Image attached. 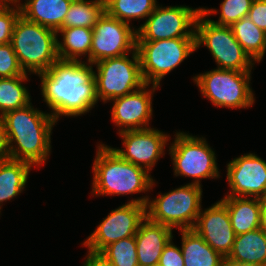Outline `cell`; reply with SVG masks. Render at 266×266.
<instances>
[{
  "mask_svg": "<svg viewBox=\"0 0 266 266\" xmlns=\"http://www.w3.org/2000/svg\"><path fill=\"white\" fill-rule=\"evenodd\" d=\"M93 64L57 60L46 72L38 73L43 101L58 122L60 116L88 113L98 102Z\"/></svg>",
  "mask_w": 266,
  "mask_h": 266,
  "instance_id": "obj_1",
  "label": "cell"
},
{
  "mask_svg": "<svg viewBox=\"0 0 266 266\" xmlns=\"http://www.w3.org/2000/svg\"><path fill=\"white\" fill-rule=\"evenodd\" d=\"M10 159L41 166L49 159L51 134L57 121L51 113L34 109L32 103L2 117ZM15 144V145H14Z\"/></svg>",
  "mask_w": 266,
  "mask_h": 266,
  "instance_id": "obj_2",
  "label": "cell"
},
{
  "mask_svg": "<svg viewBox=\"0 0 266 266\" xmlns=\"http://www.w3.org/2000/svg\"><path fill=\"white\" fill-rule=\"evenodd\" d=\"M97 148L91 195L121 196L152 190L155 180L146 169L125 161L111 146L101 143Z\"/></svg>",
  "mask_w": 266,
  "mask_h": 266,
  "instance_id": "obj_3",
  "label": "cell"
},
{
  "mask_svg": "<svg viewBox=\"0 0 266 266\" xmlns=\"http://www.w3.org/2000/svg\"><path fill=\"white\" fill-rule=\"evenodd\" d=\"M56 31L31 22L20 15L15 23L11 44L25 73L46 72L57 60Z\"/></svg>",
  "mask_w": 266,
  "mask_h": 266,
  "instance_id": "obj_4",
  "label": "cell"
},
{
  "mask_svg": "<svg viewBox=\"0 0 266 266\" xmlns=\"http://www.w3.org/2000/svg\"><path fill=\"white\" fill-rule=\"evenodd\" d=\"M217 13L214 8H201L195 24L196 49L206 46L218 69L252 72L255 62L238 43L230 26L217 25L209 20V15Z\"/></svg>",
  "mask_w": 266,
  "mask_h": 266,
  "instance_id": "obj_5",
  "label": "cell"
},
{
  "mask_svg": "<svg viewBox=\"0 0 266 266\" xmlns=\"http://www.w3.org/2000/svg\"><path fill=\"white\" fill-rule=\"evenodd\" d=\"M202 186L188 183L148 199L146 217L172 229H193L202 209Z\"/></svg>",
  "mask_w": 266,
  "mask_h": 266,
  "instance_id": "obj_6",
  "label": "cell"
},
{
  "mask_svg": "<svg viewBox=\"0 0 266 266\" xmlns=\"http://www.w3.org/2000/svg\"><path fill=\"white\" fill-rule=\"evenodd\" d=\"M193 81L215 107L246 109L255 102L251 72L216 68L194 76Z\"/></svg>",
  "mask_w": 266,
  "mask_h": 266,
  "instance_id": "obj_7",
  "label": "cell"
},
{
  "mask_svg": "<svg viewBox=\"0 0 266 266\" xmlns=\"http://www.w3.org/2000/svg\"><path fill=\"white\" fill-rule=\"evenodd\" d=\"M174 136L169 154L173 161L175 177L193 178L191 184L199 186L204 178H220L215 151L208 145L205 137L181 131L176 132Z\"/></svg>",
  "mask_w": 266,
  "mask_h": 266,
  "instance_id": "obj_8",
  "label": "cell"
},
{
  "mask_svg": "<svg viewBox=\"0 0 266 266\" xmlns=\"http://www.w3.org/2000/svg\"><path fill=\"white\" fill-rule=\"evenodd\" d=\"M120 57L106 58L93 64L96 96L104 103L128 95L146 83L143 79L140 58L137 49Z\"/></svg>",
  "mask_w": 266,
  "mask_h": 266,
  "instance_id": "obj_9",
  "label": "cell"
},
{
  "mask_svg": "<svg viewBox=\"0 0 266 266\" xmlns=\"http://www.w3.org/2000/svg\"><path fill=\"white\" fill-rule=\"evenodd\" d=\"M141 72L145 83L160 86V81L196 51V38L137 41Z\"/></svg>",
  "mask_w": 266,
  "mask_h": 266,
  "instance_id": "obj_10",
  "label": "cell"
},
{
  "mask_svg": "<svg viewBox=\"0 0 266 266\" xmlns=\"http://www.w3.org/2000/svg\"><path fill=\"white\" fill-rule=\"evenodd\" d=\"M149 196H142L119 206L102 220L93 233L82 243L88 250L101 252L106 246L123 238L135 236L146 218Z\"/></svg>",
  "mask_w": 266,
  "mask_h": 266,
  "instance_id": "obj_11",
  "label": "cell"
},
{
  "mask_svg": "<svg viewBox=\"0 0 266 266\" xmlns=\"http://www.w3.org/2000/svg\"><path fill=\"white\" fill-rule=\"evenodd\" d=\"M201 7L166 6L154 9L136 29L137 41H157L172 38H195V24Z\"/></svg>",
  "mask_w": 266,
  "mask_h": 266,
  "instance_id": "obj_12",
  "label": "cell"
},
{
  "mask_svg": "<svg viewBox=\"0 0 266 266\" xmlns=\"http://www.w3.org/2000/svg\"><path fill=\"white\" fill-rule=\"evenodd\" d=\"M130 25L110 17L105 12L93 27L90 64L134 52L137 46V33L133 25Z\"/></svg>",
  "mask_w": 266,
  "mask_h": 266,
  "instance_id": "obj_13",
  "label": "cell"
},
{
  "mask_svg": "<svg viewBox=\"0 0 266 266\" xmlns=\"http://www.w3.org/2000/svg\"><path fill=\"white\" fill-rule=\"evenodd\" d=\"M124 149L113 148L125 161L146 169L149 173L164 154L170 135L158 129L126 130L118 133Z\"/></svg>",
  "mask_w": 266,
  "mask_h": 266,
  "instance_id": "obj_14",
  "label": "cell"
},
{
  "mask_svg": "<svg viewBox=\"0 0 266 266\" xmlns=\"http://www.w3.org/2000/svg\"><path fill=\"white\" fill-rule=\"evenodd\" d=\"M227 181L231 188L226 196H266V161L255 153H247L232 159L227 166Z\"/></svg>",
  "mask_w": 266,
  "mask_h": 266,
  "instance_id": "obj_15",
  "label": "cell"
},
{
  "mask_svg": "<svg viewBox=\"0 0 266 266\" xmlns=\"http://www.w3.org/2000/svg\"><path fill=\"white\" fill-rule=\"evenodd\" d=\"M147 87L149 88L150 84L146 83L128 95L111 100L114 103L111 108V120L119 127V133L126 130L151 128L149 121L153 114L152 95L160 86L152 84L151 89Z\"/></svg>",
  "mask_w": 266,
  "mask_h": 266,
  "instance_id": "obj_16",
  "label": "cell"
},
{
  "mask_svg": "<svg viewBox=\"0 0 266 266\" xmlns=\"http://www.w3.org/2000/svg\"><path fill=\"white\" fill-rule=\"evenodd\" d=\"M193 230L223 257L229 255L236 235L230 222L227 207L220 200L204 211L200 210Z\"/></svg>",
  "mask_w": 266,
  "mask_h": 266,
  "instance_id": "obj_17",
  "label": "cell"
},
{
  "mask_svg": "<svg viewBox=\"0 0 266 266\" xmlns=\"http://www.w3.org/2000/svg\"><path fill=\"white\" fill-rule=\"evenodd\" d=\"M172 228L147 217L135 234L139 266H157L164 247L173 239Z\"/></svg>",
  "mask_w": 266,
  "mask_h": 266,
  "instance_id": "obj_18",
  "label": "cell"
},
{
  "mask_svg": "<svg viewBox=\"0 0 266 266\" xmlns=\"http://www.w3.org/2000/svg\"><path fill=\"white\" fill-rule=\"evenodd\" d=\"M19 3L21 15L56 32L61 29L73 0H25Z\"/></svg>",
  "mask_w": 266,
  "mask_h": 266,
  "instance_id": "obj_19",
  "label": "cell"
},
{
  "mask_svg": "<svg viewBox=\"0 0 266 266\" xmlns=\"http://www.w3.org/2000/svg\"><path fill=\"white\" fill-rule=\"evenodd\" d=\"M220 201L227 207L235 235L259 229L260 198L224 196Z\"/></svg>",
  "mask_w": 266,
  "mask_h": 266,
  "instance_id": "obj_20",
  "label": "cell"
},
{
  "mask_svg": "<svg viewBox=\"0 0 266 266\" xmlns=\"http://www.w3.org/2000/svg\"><path fill=\"white\" fill-rule=\"evenodd\" d=\"M228 258L251 266H266V234L259 228L235 236Z\"/></svg>",
  "mask_w": 266,
  "mask_h": 266,
  "instance_id": "obj_21",
  "label": "cell"
},
{
  "mask_svg": "<svg viewBox=\"0 0 266 266\" xmlns=\"http://www.w3.org/2000/svg\"><path fill=\"white\" fill-rule=\"evenodd\" d=\"M181 232L184 266H221L223 256L212 249L193 229Z\"/></svg>",
  "mask_w": 266,
  "mask_h": 266,
  "instance_id": "obj_22",
  "label": "cell"
},
{
  "mask_svg": "<svg viewBox=\"0 0 266 266\" xmlns=\"http://www.w3.org/2000/svg\"><path fill=\"white\" fill-rule=\"evenodd\" d=\"M32 167L28 162L13 159L0 163V210L4 201L16 198L25 189Z\"/></svg>",
  "mask_w": 266,
  "mask_h": 266,
  "instance_id": "obj_23",
  "label": "cell"
},
{
  "mask_svg": "<svg viewBox=\"0 0 266 266\" xmlns=\"http://www.w3.org/2000/svg\"><path fill=\"white\" fill-rule=\"evenodd\" d=\"M59 33L62 36V41H57L60 60L79 61L85 55L87 56L86 62L90 63L93 29L86 27L61 28L57 34L59 35Z\"/></svg>",
  "mask_w": 266,
  "mask_h": 266,
  "instance_id": "obj_24",
  "label": "cell"
},
{
  "mask_svg": "<svg viewBox=\"0 0 266 266\" xmlns=\"http://www.w3.org/2000/svg\"><path fill=\"white\" fill-rule=\"evenodd\" d=\"M238 43L256 63L262 61L266 53V32L258 28L247 16L230 26Z\"/></svg>",
  "mask_w": 266,
  "mask_h": 266,
  "instance_id": "obj_25",
  "label": "cell"
},
{
  "mask_svg": "<svg viewBox=\"0 0 266 266\" xmlns=\"http://www.w3.org/2000/svg\"><path fill=\"white\" fill-rule=\"evenodd\" d=\"M105 13V0H73L61 28L93 29Z\"/></svg>",
  "mask_w": 266,
  "mask_h": 266,
  "instance_id": "obj_26",
  "label": "cell"
},
{
  "mask_svg": "<svg viewBox=\"0 0 266 266\" xmlns=\"http://www.w3.org/2000/svg\"><path fill=\"white\" fill-rule=\"evenodd\" d=\"M28 80V73L11 78H0V117L31 103L29 90L23 85V82Z\"/></svg>",
  "mask_w": 266,
  "mask_h": 266,
  "instance_id": "obj_27",
  "label": "cell"
},
{
  "mask_svg": "<svg viewBox=\"0 0 266 266\" xmlns=\"http://www.w3.org/2000/svg\"><path fill=\"white\" fill-rule=\"evenodd\" d=\"M156 0H105V12L130 24L131 19H146L157 7Z\"/></svg>",
  "mask_w": 266,
  "mask_h": 266,
  "instance_id": "obj_28",
  "label": "cell"
},
{
  "mask_svg": "<svg viewBox=\"0 0 266 266\" xmlns=\"http://www.w3.org/2000/svg\"><path fill=\"white\" fill-rule=\"evenodd\" d=\"M102 253L113 266H139L135 236L123 238L106 246Z\"/></svg>",
  "mask_w": 266,
  "mask_h": 266,
  "instance_id": "obj_29",
  "label": "cell"
},
{
  "mask_svg": "<svg viewBox=\"0 0 266 266\" xmlns=\"http://www.w3.org/2000/svg\"><path fill=\"white\" fill-rule=\"evenodd\" d=\"M252 2L253 0H224L220 4L218 21L209 20L217 25L231 26L248 15Z\"/></svg>",
  "mask_w": 266,
  "mask_h": 266,
  "instance_id": "obj_30",
  "label": "cell"
},
{
  "mask_svg": "<svg viewBox=\"0 0 266 266\" xmlns=\"http://www.w3.org/2000/svg\"><path fill=\"white\" fill-rule=\"evenodd\" d=\"M20 15L18 4H0V45L11 43L14 26Z\"/></svg>",
  "mask_w": 266,
  "mask_h": 266,
  "instance_id": "obj_31",
  "label": "cell"
},
{
  "mask_svg": "<svg viewBox=\"0 0 266 266\" xmlns=\"http://www.w3.org/2000/svg\"><path fill=\"white\" fill-rule=\"evenodd\" d=\"M26 74L18 62L12 44L0 45V78H11Z\"/></svg>",
  "mask_w": 266,
  "mask_h": 266,
  "instance_id": "obj_32",
  "label": "cell"
},
{
  "mask_svg": "<svg viewBox=\"0 0 266 266\" xmlns=\"http://www.w3.org/2000/svg\"><path fill=\"white\" fill-rule=\"evenodd\" d=\"M157 266H184L182 250L171 241L164 247Z\"/></svg>",
  "mask_w": 266,
  "mask_h": 266,
  "instance_id": "obj_33",
  "label": "cell"
},
{
  "mask_svg": "<svg viewBox=\"0 0 266 266\" xmlns=\"http://www.w3.org/2000/svg\"><path fill=\"white\" fill-rule=\"evenodd\" d=\"M247 17L266 32V0H253Z\"/></svg>",
  "mask_w": 266,
  "mask_h": 266,
  "instance_id": "obj_34",
  "label": "cell"
},
{
  "mask_svg": "<svg viewBox=\"0 0 266 266\" xmlns=\"http://www.w3.org/2000/svg\"><path fill=\"white\" fill-rule=\"evenodd\" d=\"M83 266H113V264L100 252L88 250Z\"/></svg>",
  "mask_w": 266,
  "mask_h": 266,
  "instance_id": "obj_35",
  "label": "cell"
},
{
  "mask_svg": "<svg viewBox=\"0 0 266 266\" xmlns=\"http://www.w3.org/2000/svg\"><path fill=\"white\" fill-rule=\"evenodd\" d=\"M10 159L8 141L2 118L0 117V163Z\"/></svg>",
  "mask_w": 266,
  "mask_h": 266,
  "instance_id": "obj_36",
  "label": "cell"
},
{
  "mask_svg": "<svg viewBox=\"0 0 266 266\" xmlns=\"http://www.w3.org/2000/svg\"><path fill=\"white\" fill-rule=\"evenodd\" d=\"M259 228L266 234V200L264 198L261 199Z\"/></svg>",
  "mask_w": 266,
  "mask_h": 266,
  "instance_id": "obj_37",
  "label": "cell"
},
{
  "mask_svg": "<svg viewBox=\"0 0 266 266\" xmlns=\"http://www.w3.org/2000/svg\"><path fill=\"white\" fill-rule=\"evenodd\" d=\"M221 266H251V265H246L244 263L234 261L228 257H224Z\"/></svg>",
  "mask_w": 266,
  "mask_h": 266,
  "instance_id": "obj_38",
  "label": "cell"
},
{
  "mask_svg": "<svg viewBox=\"0 0 266 266\" xmlns=\"http://www.w3.org/2000/svg\"><path fill=\"white\" fill-rule=\"evenodd\" d=\"M13 0H0V4H12Z\"/></svg>",
  "mask_w": 266,
  "mask_h": 266,
  "instance_id": "obj_39",
  "label": "cell"
},
{
  "mask_svg": "<svg viewBox=\"0 0 266 266\" xmlns=\"http://www.w3.org/2000/svg\"><path fill=\"white\" fill-rule=\"evenodd\" d=\"M13 3L14 4H19L20 3V0H13Z\"/></svg>",
  "mask_w": 266,
  "mask_h": 266,
  "instance_id": "obj_40",
  "label": "cell"
}]
</instances>
